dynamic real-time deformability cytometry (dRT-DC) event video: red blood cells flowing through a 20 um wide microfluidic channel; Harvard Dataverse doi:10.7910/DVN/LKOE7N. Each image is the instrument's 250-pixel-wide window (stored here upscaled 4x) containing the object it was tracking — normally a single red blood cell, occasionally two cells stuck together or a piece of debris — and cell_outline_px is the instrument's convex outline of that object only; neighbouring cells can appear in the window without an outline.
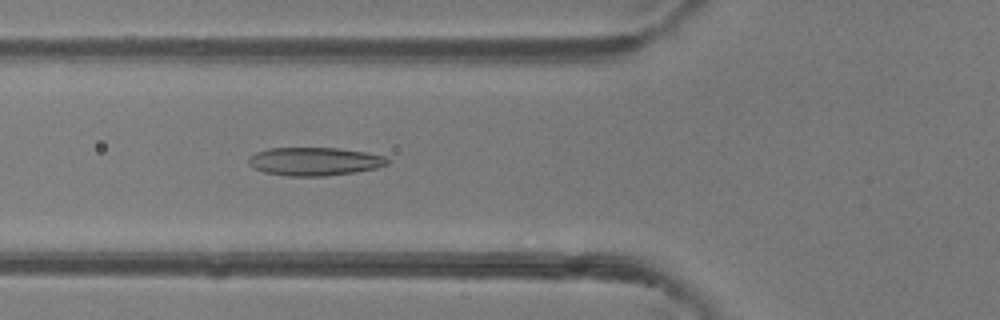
{"species": "common noctule bat (a hibernating species)", "species_latin": "Nyctalus noctula", "temperature_condition": "room temperature", "stored_images_in_passage": 48, "camera_frame_rate_fps": 3000, "um_per_image_px": 0.085, "animal": {"sex": "female"}, "frame": {"image": 1, "passage_image": 18, "time_ms": 5.667, "image_size_px": [1000, 320], "cell_outline_px": [[388, 164], [376, 168], [356, 172], [324, 176], [288, 176], [264, 172], [252, 168], [248, 164], [248, 156], [256, 152], [268, 148], [340, 148], [364, 152], [384, 156], [388, 160]], "centroid_in_image_um": [26.69, 13.72], "position_along_channel_um": 99.1, "area_um2": 22.95}}
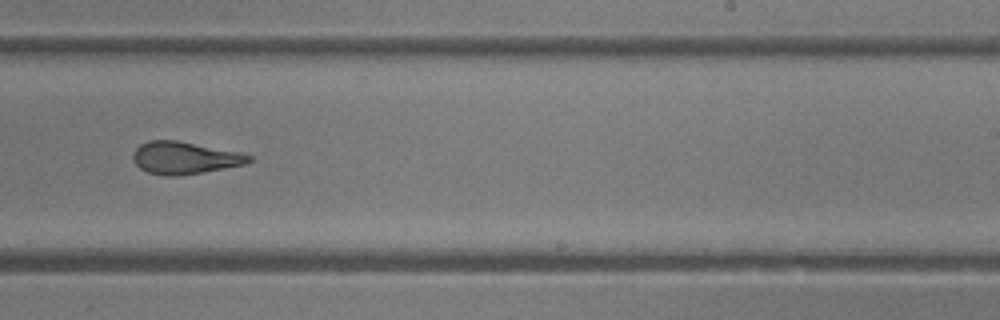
{"frame": {"image": 2, "passage_image": 30, "time_ms": 9.667, "image_size_px": [1000, 320], "cell_outline_px": [[252, 160], [244, 164], [200, 172], [176, 176], [164, 176], [148, 172], [140, 168], [132, 160], [132, 152], [140, 144], [148, 140], [176, 140], [236, 152], [252, 156]], "centroid_in_image_um": [15.6, 13.41], "position_along_channel_um": 273.4, "area_um2": 21.44}}
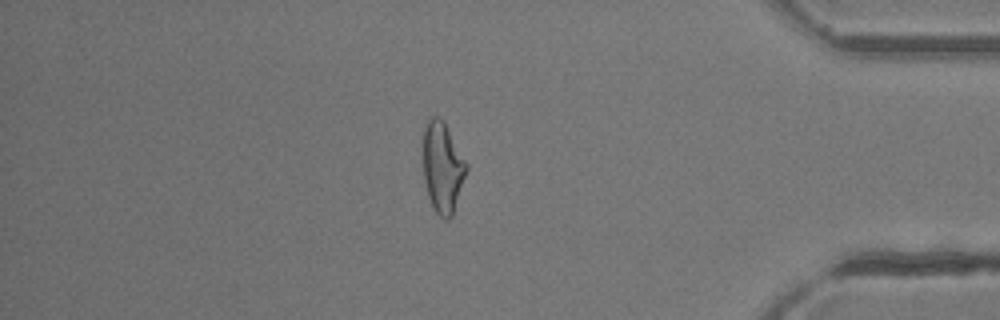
{"frame": {"image": 3, "passage_image": 41, "time_ms": 13.333, "image_size_px": [1000, 320], "cell_outline_px": [[468, 168], [452, 216], [448, 220], [444, 220], [436, 212], [428, 196], [424, 180], [420, 144], [420, 136], [424, 124], [428, 116], [440, 116], [444, 120], [468, 164]], "centroid_in_image_um": [37.56, 14.11], "position_along_channel_um": 397.6, "area_um2": 23.93}, "authors_computed_cell_mechanics": {"area_um2": 23.2067, "velocity_mm_per_s": 4.3527, "shape_relaxation_time_tau1_ms": 7.3208, "shape_relaxation_time_tau2_ms": 1.6822, "deformation_change_tau1": 0.2183, "deformation_change_tau2": 0.0943}}